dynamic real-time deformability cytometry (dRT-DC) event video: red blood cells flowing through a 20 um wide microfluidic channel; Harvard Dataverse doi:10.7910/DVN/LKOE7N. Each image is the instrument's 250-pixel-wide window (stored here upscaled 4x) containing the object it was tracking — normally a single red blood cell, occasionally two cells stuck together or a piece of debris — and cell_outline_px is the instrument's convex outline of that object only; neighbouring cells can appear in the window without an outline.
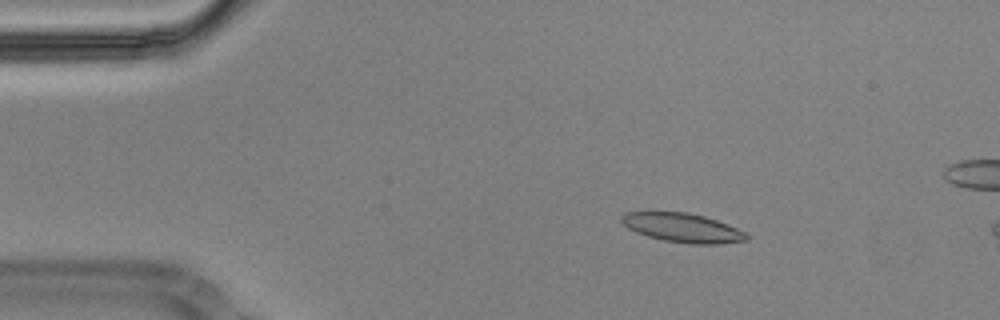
{"species": "Egyptian fruit bat (a non-hibernating species)", "species_latin": "Rousettus aegyptiacus", "temperature_condition": "cold", "stored_images_in_passage": 49, "camera_frame_rate_fps": 3000, "um_per_image_px": 0.085, "animal": {"sex": "male"}, "frame": {"image": 1, "passage_image": 1, "time_ms": 0.0, "image_size_px": [1000, 320], "cell_outline_px": [[748, 240], [716, 244], [688, 244], [664, 240], [648, 236], [636, 232], [628, 228], [620, 220], [620, 216], [624, 212], [688, 212], [704, 216], [728, 224], [744, 232], [748, 236]], "centroid_in_image_um": [58.0, 19.35], "position_along_channel_um": 27.0, "area_um2": 21.1}, "authors_computed_cell_mechanics": {"area_um2": 22.5998, "velocity_mm_per_s": 3.5599, "shape_relaxation_time_tau1_ms": null, "shape_relaxation_time_tau2_ms": 1.9688, "deformation_change_tau1": null, "deformation_change_tau2": 0.0669}}